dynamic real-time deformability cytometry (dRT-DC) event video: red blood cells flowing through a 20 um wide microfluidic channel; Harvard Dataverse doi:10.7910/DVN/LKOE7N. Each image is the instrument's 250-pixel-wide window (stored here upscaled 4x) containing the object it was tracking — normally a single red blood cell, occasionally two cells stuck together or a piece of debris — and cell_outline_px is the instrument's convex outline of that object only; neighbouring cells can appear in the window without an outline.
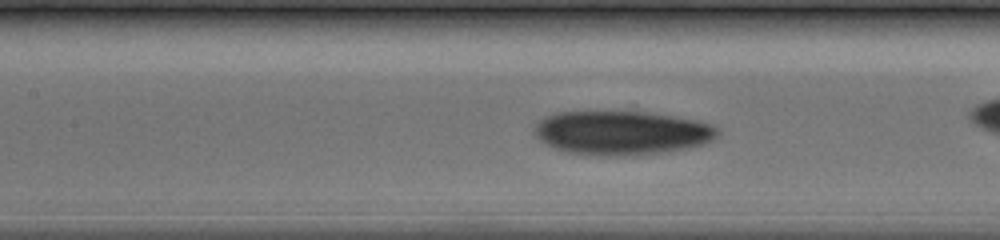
{"species": "human", "species_latin": "Homo sapiens", "temperature_condition": "cold", "stored_images_in_passage": 25, "camera_frame_rate_fps": 3000, "um_per_image_px": 0.085, "donor": {"sex": "male"}, "frame": {"image": 1, "passage_image": 8, "time_ms": 2.333, "image_size_px": [1000, 240], "cell_outline_px": [[720, 132], [712, 140], [704, 144], [688, 148], [632, 156], [612, 156], [568, 152], [556, 148], [540, 140], [532, 132], [536, 124], [544, 116], [556, 112], [648, 112], [696, 120], [712, 124]], "centroid_in_image_um": [52.85, 11.28], "position_along_channel_um": 154.6, "area_um2": 46.76}}